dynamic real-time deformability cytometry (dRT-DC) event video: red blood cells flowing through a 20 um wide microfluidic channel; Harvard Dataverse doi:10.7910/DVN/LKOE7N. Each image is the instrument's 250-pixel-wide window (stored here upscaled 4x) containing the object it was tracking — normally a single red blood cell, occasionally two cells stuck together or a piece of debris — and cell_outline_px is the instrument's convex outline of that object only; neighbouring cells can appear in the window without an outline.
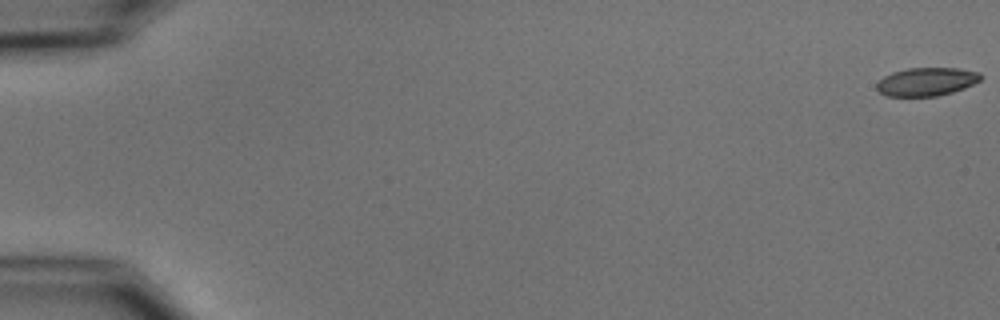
{"species": "common noctule bat (a hibernating species)", "species_latin": "Nyctalus noctula", "temperature_condition": "cold", "stored_images_in_passage": 55, "camera_frame_rate_fps": 3000, "um_per_image_px": 0.085, "animal": {"sex": "male", "body_mass_g": 15.6}, "frame": {"image": 1, "passage_image": 1, "time_ms": 0.0, "image_size_px": [1000, 320], "cell_outline_px": [[984, 76], [980, 80], [964, 88], [952, 92], [936, 96], [888, 96], [880, 92], [876, 88], [876, 84], [884, 76], [892, 72], [908, 68], [956, 68], [980, 72]], "centroid_in_image_um": [78.77, 6.94], "position_along_channel_um": 6.2, "area_um2": 17.11}}
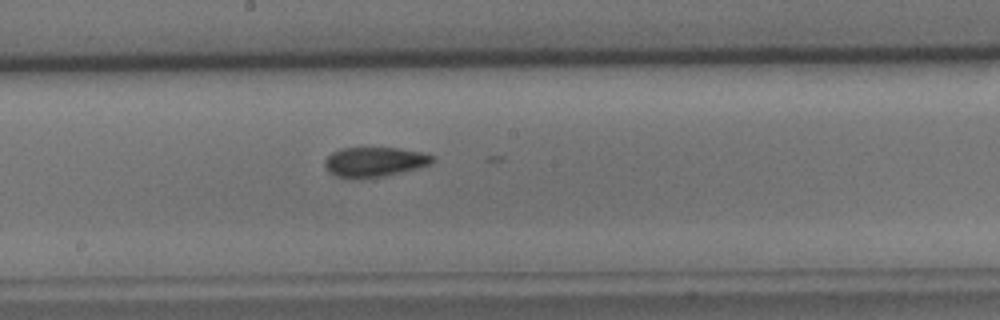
{"frame": {"image": 2, "passage_image": 31, "time_ms": 10.0, "image_size_px": [1000, 320], "cell_outline_px": [[436, 160], [428, 164], [416, 168], [384, 176], [336, 176], [328, 172], [324, 168], [324, 160], [332, 152], [340, 148], [396, 148], [420, 152], [436, 156]], "centroid_in_image_um": [31.82, 13.73], "position_along_channel_um": 216.4, "area_um2": 18.15}}
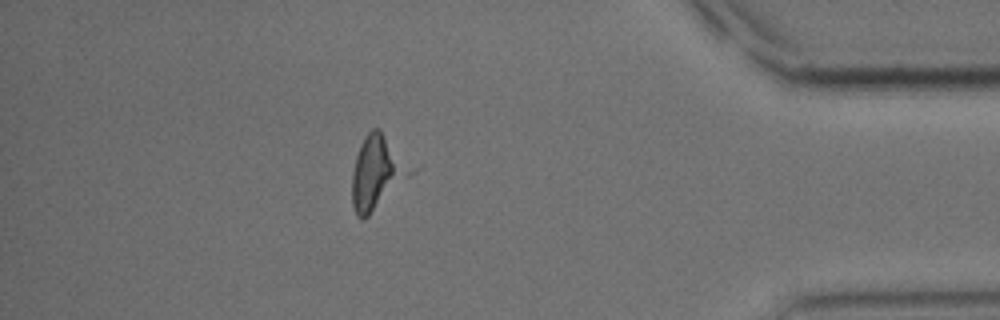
{"frame": {"image": 3, "passage_image": 49, "time_ms": 16.0, "image_size_px": [1000, 320], "cell_outline_px": [[400, 172], [368, 216], [364, 220], [356, 216], [352, 204], [352, 172], [356, 156], [360, 144], [364, 136], [372, 128], [380, 128], [384, 136]], "centroid_in_image_um": [31.63, 14.68], "position_along_channel_um": 403.6, "area_um2": 20.06}}